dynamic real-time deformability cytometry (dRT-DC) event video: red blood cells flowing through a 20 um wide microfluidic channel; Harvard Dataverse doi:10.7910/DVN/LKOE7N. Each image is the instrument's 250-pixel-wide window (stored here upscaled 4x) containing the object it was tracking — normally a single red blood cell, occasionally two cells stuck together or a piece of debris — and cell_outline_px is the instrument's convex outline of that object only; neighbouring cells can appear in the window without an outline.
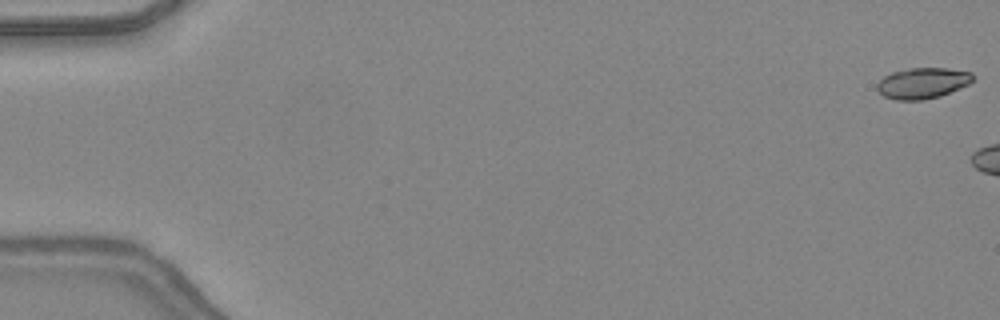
{"species": "common noctule bat (a hibernating species)", "species_latin": "Nyctalus noctula", "temperature_condition": "warm", "stored_images_in_passage": 5, "camera_frame_rate_fps": 3000, "um_per_image_px": 0.085, "animal": {"sex": "female", "body_mass_g": 24.6, "forearm_length_mm": 56.2}, "frame": {"image": 1, "passage_image": 1, "time_ms": 0.0, "image_size_px": [1000, 320], "cell_outline_px": [[972, 80], [968, 84], [940, 96], [920, 100], [896, 100], [884, 96], [876, 88], [876, 84], [884, 76], [892, 72], [908, 68], [948, 68], [972, 72]], "centroid_in_image_um": [78.39, 7.06], "position_along_channel_um": 6.6, "area_um2": 17.11}}